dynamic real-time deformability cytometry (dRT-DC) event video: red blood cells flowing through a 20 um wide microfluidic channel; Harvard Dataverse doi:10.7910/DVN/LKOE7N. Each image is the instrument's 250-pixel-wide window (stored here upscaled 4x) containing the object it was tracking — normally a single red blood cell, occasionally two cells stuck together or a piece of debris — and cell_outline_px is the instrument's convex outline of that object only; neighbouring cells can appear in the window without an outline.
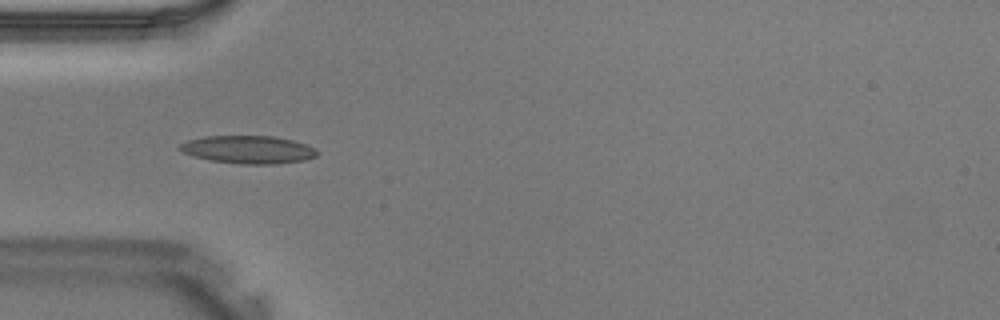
{"species": "Egyptian fruit bat (a non-hibernating species)", "species_latin": "Rousettus aegyptiacus", "temperature_condition": "warm", "stored_images_in_passage": 40, "camera_frame_rate_fps": 3000, "um_per_image_px": 0.085, "animal": {"sex": "male"}, "frame": {"image": 1, "passage_image": 12, "time_ms": 3.667, "image_size_px": [1000, 320], "cell_outline_px": [[320, 152], [316, 156], [304, 160], [276, 164], [240, 164], [212, 160], [196, 156], [184, 152], [176, 148], [180, 144], [188, 140], [204, 136], [272, 136], [292, 140], [316, 148]], "centroid_in_image_um": [21.12, 12.71], "position_along_channel_um": 63.9, "area_um2": 22.2}}